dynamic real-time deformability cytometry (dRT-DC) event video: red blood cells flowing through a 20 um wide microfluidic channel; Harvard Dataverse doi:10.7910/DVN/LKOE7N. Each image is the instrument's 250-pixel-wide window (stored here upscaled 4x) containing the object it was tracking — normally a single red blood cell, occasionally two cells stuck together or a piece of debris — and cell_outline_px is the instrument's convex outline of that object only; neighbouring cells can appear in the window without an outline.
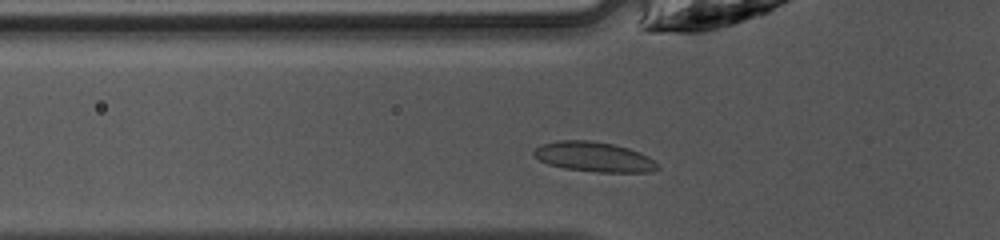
{"species": "common noctule bat (a hibernating species)", "species_latin": "Nyctalus noctula", "temperature_condition": "warm", "stored_images_in_passage": 27, "camera_frame_rate_fps": 3000, "um_per_image_px": 0.085, "animal": {"sex": "female", "body_mass_g": 10.0, "forearm_length_mm": 53.1}, "frame": {"image": 1, "passage_image": 2, "time_ms": 0.333, "image_size_px": [1000, 240], "cell_outline_px": [[660, 168], [652, 172], [596, 172], [564, 168], [548, 164], [532, 156], [532, 152], [536, 148], [544, 144], [560, 140], [588, 140], [612, 144], [628, 148], [640, 152], [648, 156], [660, 164]], "centroid_in_image_um": [50.52, 13.34], "position_along_channel_um": 75.3, "area_um2": 21.62}}
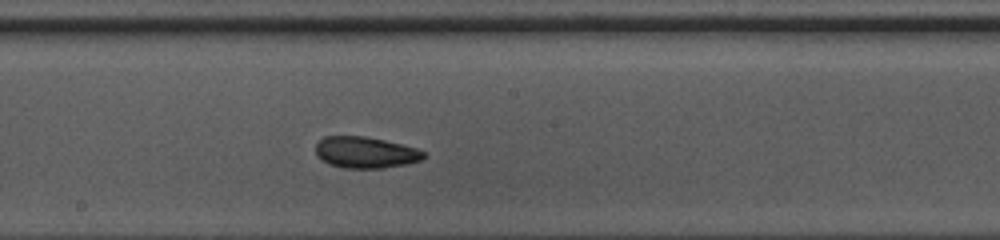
{"frame": {"image": 2, "passage_image": 12, "time_ms": 3.667, "image_size_px": [1000, 240], "cell_outline_px": [[428, 156], [420, 160], [408, 164], [384, 168], [344, 168], [328, 164], [316, 156], [316, 144], [324, 136], [364, 136], [384, 140], [416, 148], [428, 152]], "centroid_in_image_um": [31.09, 12.96], "position_along_channel_um": 217.1, "area_um2": 19.94}}
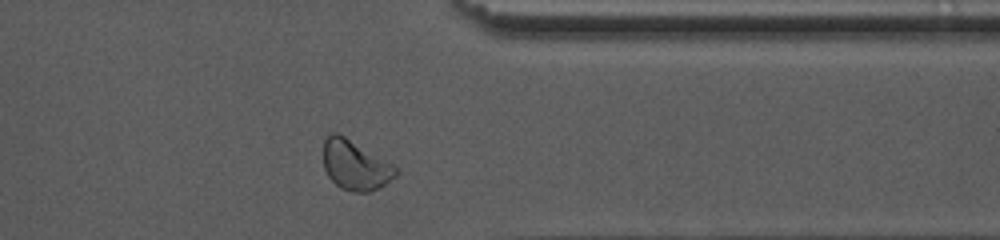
{"frame": {"image": 3, "passage_image": 24, "time_ms": 7.667, "image_size_px": [1000, 240], "cell_outline_px": [[400, 172], [396, 176], [380, 188], [368, 192], [356, 192], [340, 188], [328, 176], [324, 168], [324, 140], [332, 132], [336, 132], [344, 136], [392, 164]], "centroid_in_image_um": [30.2, 14.06], "position_along_channel_um": 381.2, "area_um2": 20.75}, "authors_computed_cell_mechanics": {"area_um2": 19.5364, "velocity_mm_per_s": 4.2196, "shape_relaxation_time_tau1_ms": 3.9946, "shape_relaxation_time_tau2_ms": 4.5883, "deformation_change_tau1": 0.0879, "deformation_change_tau2": 0.0806}}